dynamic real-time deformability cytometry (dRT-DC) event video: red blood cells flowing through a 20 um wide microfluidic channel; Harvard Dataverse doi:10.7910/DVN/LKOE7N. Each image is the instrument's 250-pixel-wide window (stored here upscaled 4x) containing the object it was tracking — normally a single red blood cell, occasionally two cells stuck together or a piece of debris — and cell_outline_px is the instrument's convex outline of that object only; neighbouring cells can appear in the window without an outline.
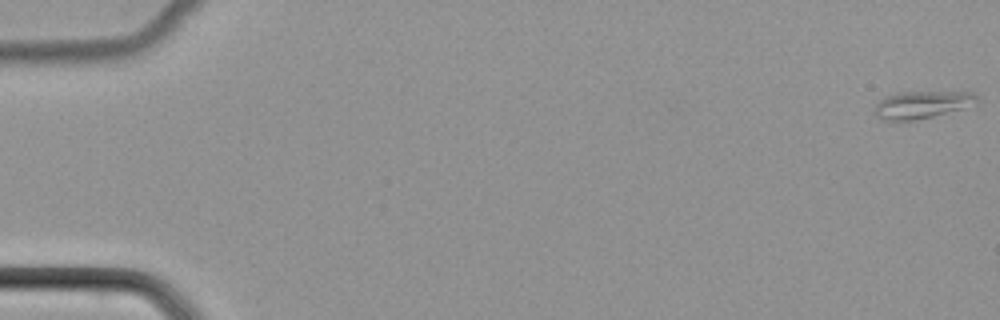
{"species": "common noctule bat (a hibernating species)", "species_latin": "Nyctalus noctula", "temperature_condition": "cold", "stored_images_in_passage": 9, "camera_frame_rate_fps": 3000, "um_per_image_px": 0.085, "animal": {"sex": "female", "body_mass_g": 22.7, "forearm_length_mm": 54.2}, "frame": {"image": 1, "passage_image": 1, "time_ms": 0.0, "image_size_px": [1000, 320], "cell_outline_px": [[976, 100], [960, 108], [932, 116], [916, 120], [880, 120], [872, 112], [876, 104], [880, 100], [896, 92], [972, 92], [976, 96]], "centroid_in_image_um": [78.22, 8.9], "position_along_channel_um": 6.8, "area_um2": 15.84}}